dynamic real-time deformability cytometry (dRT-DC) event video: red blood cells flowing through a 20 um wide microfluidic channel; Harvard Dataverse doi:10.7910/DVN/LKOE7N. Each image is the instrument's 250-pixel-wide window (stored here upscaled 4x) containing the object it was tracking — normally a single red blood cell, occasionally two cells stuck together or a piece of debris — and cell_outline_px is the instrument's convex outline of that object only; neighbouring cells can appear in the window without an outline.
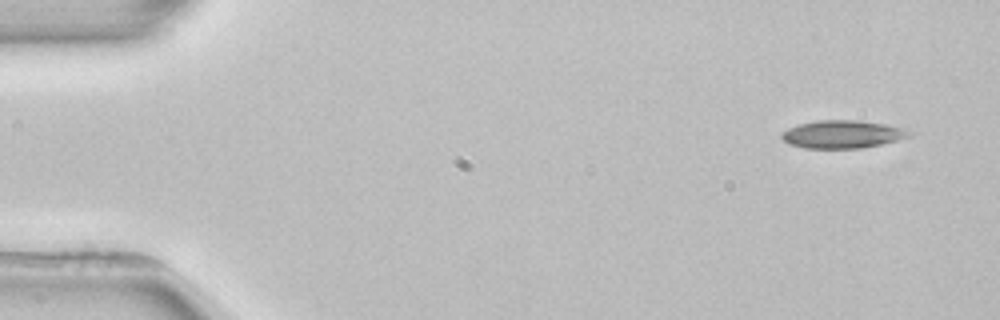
{"species": "common noctule bat (a hibernating species)", "species_latin": "Nyctalus noctula", "temperature_condition": "room temperature", "stored_images_in_passage": 3, "camera_frame_rate_fps": 3000, "um_per_image_px": 0.085, "animal": {"sex": "female", "body_mass_g": 22.7, "forearm_length_mm": 54.2}, "frame": {"image": 1, "passage_image": 1, "time_ms": 0.0, "image_size_px": [1000, 320], "cell_outline_px": [[912, 132], [908, 136], [896, 140], [880, 144], [860, 148], [804, 148], [788, 144], [780, 136], [780, 132], [788, 128], [800, 124], [816, 120], [856, 120], [888, 124], [904, 128]], "centroid_in_image_um": [71.56, 11.4], "position_along_channel_um": 13.4, "area_um2": 20.69}}
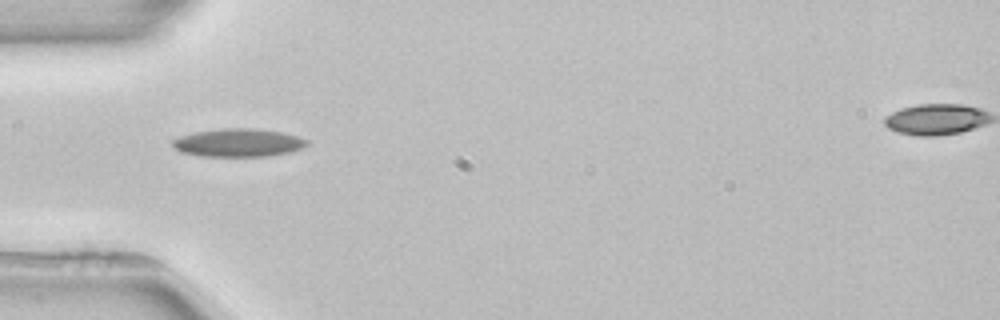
{"frame": {"image": 2, "passage_image": 3, "time_ms": 4.333, "image_size_px": [1000, 320], "cell_outline_px": [[308, 144], [304, 148], [288, 152], [268, 156], [204, 156], [180, 152], [172, 144], [172, 140], [180, 136], [196, 132], [220, 128], [252, 128], [280, 132], [296, 136], [308, 140]], "centroid_in_image_um": [20.26, 12.13], "position_along_channel_um": 64.7, "area_um2": 21.85}}